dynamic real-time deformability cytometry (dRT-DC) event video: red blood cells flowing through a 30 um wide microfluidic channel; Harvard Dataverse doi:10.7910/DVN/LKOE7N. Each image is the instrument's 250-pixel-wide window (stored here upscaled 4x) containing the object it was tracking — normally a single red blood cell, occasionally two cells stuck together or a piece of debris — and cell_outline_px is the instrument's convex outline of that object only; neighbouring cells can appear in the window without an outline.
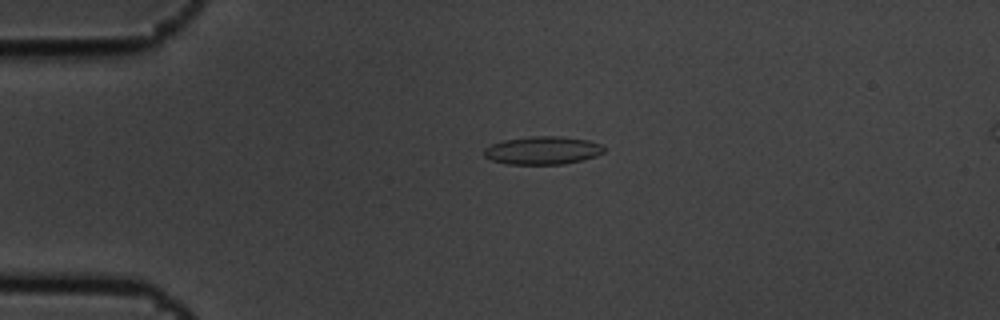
{"species": "common noctule bat (a hibernating species)", "species_latin": "Nyctalus noctula", "temperature_condition": "cold", "stored_images_in_passage": 5, "camera_frame_rate_fps": 3000, "um_per_image_px": 0.085, "animal": {"sex": "male", "body_mass_g": 19.5, "forearm_length_mm": 54.6}, "frame": {"image": 1, "passage_image": 3, "time_ms": 0.667, "image_size_px": [1000, 320], "cell_outline_px": [[604, 152], [596, 156], [584, 160], [564, 164], [508, 164], [492, 160], [484, 156], [484, 148], [492, 144], [504, 140], [532, 136], [560, 136], [588, 140], [600, 144], [604, 148]], "centroid_in_image_um": [46.14, 12.79], "position_along_channel_um": 38.9, "area_um2": 19.59}}
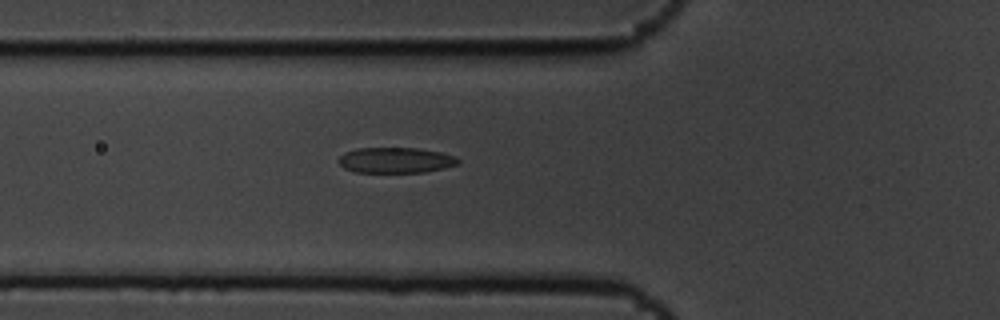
{"frame": {"image": 2, "passage_image": 5, "time_ms": 1.333, "image_size_px": [1000, 320], "cell_outline_px": [[460, 160], [456, 164], [444, 168], [424, 172], [356, 172], [344, 168], [336, 160], [344, 152], [356, 148], [416, 148], [440, 152], [456, 156]], "centroid_in_image_um": [33.6, 13.61], "position_along_channel_um": 92.2, "area_um2": 17.8}}